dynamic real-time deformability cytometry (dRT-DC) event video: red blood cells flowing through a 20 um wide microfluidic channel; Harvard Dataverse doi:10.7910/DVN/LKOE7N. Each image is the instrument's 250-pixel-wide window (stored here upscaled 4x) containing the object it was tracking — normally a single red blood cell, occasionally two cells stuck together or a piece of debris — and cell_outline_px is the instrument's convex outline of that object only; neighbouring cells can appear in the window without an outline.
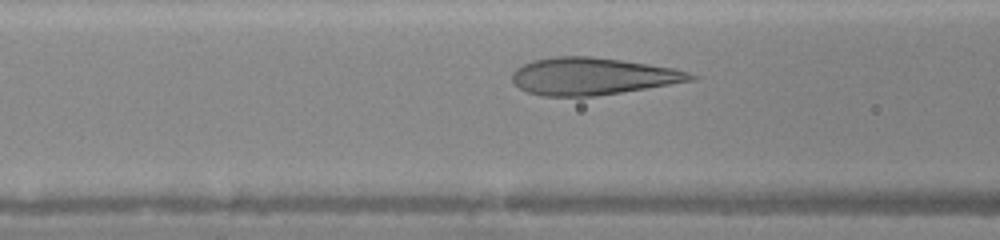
{"species": "human", "species_latin": "Homo sapiens", "temperature_condition": "warm", "stored_images_in_passage": 8, "camera_frame_rate_fps": 3000, "um_per_image_px": 0.085, "donor": {"sex": "female"}, "frame": {"image": 1, "passage_image": 6, "time_ms": 1.667, "image_size_px": [1000, 240], "cell_outline_px": [[700, 76], [696, 80], [596, 96], [544, 96], [528, 92], [520, 88], [512, 80], [512, 72], [516, 68], [532, 60], [556, 56], [592, 56], [648, 64], [672, 68], [688, 72]], "centroid_in_image_um": [50.36, 6.48], "position_along_channel_um": 116.2, "area_um2": 38.55}}